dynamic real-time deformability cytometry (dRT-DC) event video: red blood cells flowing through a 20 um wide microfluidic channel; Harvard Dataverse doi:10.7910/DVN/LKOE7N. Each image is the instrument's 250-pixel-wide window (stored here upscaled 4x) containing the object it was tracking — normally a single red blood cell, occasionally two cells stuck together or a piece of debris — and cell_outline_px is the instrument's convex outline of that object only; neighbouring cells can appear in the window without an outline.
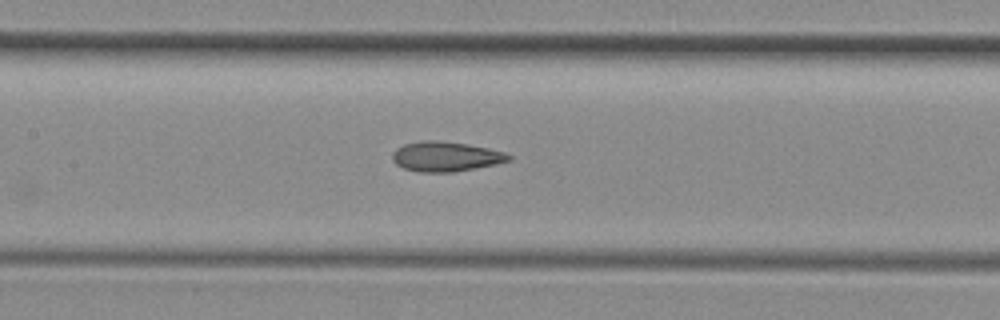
{"species": "common noctule bat (a hibernating species)", "species_latin": "Nyctalus noctula", "temperature_condition": "room temperature", "stored_images_in_passage": 6, "camera_frame_rate_fps": 3000, "um_per_image_px": 0.085, "animal": {"sex": "female", "body_mass_g": 29.2, "forearm_length_mm": 56.3}, "frame": {"image": 1, "passage_image": 6, "time_ms": 1.667, "image_size_px": [1000, 320], "cell_outline_px": [[512, 160], [476, 168], [452, 172], [420, 172], [404, 168], [396, 164], [392, 160], [392, 152], [396, 148], [404, 144], [424, 140], [436, 140], [468, 144], [488, 148], [504, 152], [512, 156]], "centroid_in_image_um": [37.87, 13.3], "position_along_channel_um": 169.5, "area_um2": 20.23}}